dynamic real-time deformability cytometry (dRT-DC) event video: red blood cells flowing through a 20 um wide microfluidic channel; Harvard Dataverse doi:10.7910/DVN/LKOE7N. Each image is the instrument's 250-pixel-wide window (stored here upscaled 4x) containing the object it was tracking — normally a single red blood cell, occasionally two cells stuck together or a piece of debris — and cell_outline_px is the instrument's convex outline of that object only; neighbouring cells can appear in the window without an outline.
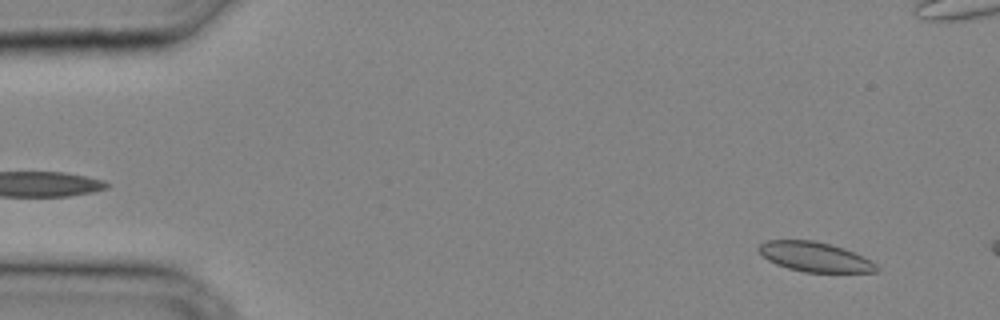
{"species": "common noctule bat (a hibernating species)", "species_latin": "Nyctalus noctula", "temperature_condition": "cold", "stored_images_in_passage": 6, "camera_frame_rate_fps": 3000, "um_per_image_px": 0.085, "animal": {"sex": "male", "body_mass_g": 20.4}, "frame": {"image": 1, "passage_image": 2, "time_ms": 0.333, "image_size_px": [1000, 320], "cell_outline_px": [[880, 272], [804, 272], [788, 268], [776, 264], [768, 260], [756, 248], [760, 244], [768, 240], [816, 240], [844, 248], [876, 264], [880, 268]], "centroid_in_image_um": [69.25, 21.83], "position_along_channel_um": 15.8, "area_um2": 20.23}}